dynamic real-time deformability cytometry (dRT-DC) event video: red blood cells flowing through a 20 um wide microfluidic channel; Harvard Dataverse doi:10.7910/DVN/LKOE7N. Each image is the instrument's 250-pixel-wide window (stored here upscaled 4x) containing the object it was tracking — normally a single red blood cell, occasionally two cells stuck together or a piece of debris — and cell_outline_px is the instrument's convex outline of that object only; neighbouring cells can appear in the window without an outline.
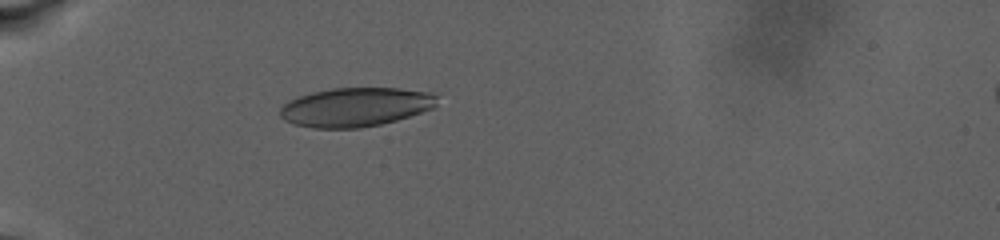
{"species": "human", "species_latin": "Homo sapiens", "temperature_condition": "warm", "stored_images_in_passage": 18, "camera_frame_rate_fps": 3000, "um_per_image_px": 0.085, "donor": {"sex": "male"}, "frame": {"image": 1, "passage_image": 1, "time_ms": 0.0, "image_size_px": [1000, 240], "cell_outline_px": [[436, 104], [432, 108], [396, 120], [380, 124], [360, 128], [312, 128], [292, 124], [284, 120], [280, 116], [280, 108], [288, 100], [312, 92], [332, 88], [400, 88], [428, 92], [436, 96]], "centroid_in_image_um": [30.16, 9.1], "position_along_channel_um": 54.8, "area_um2": 35.55}}
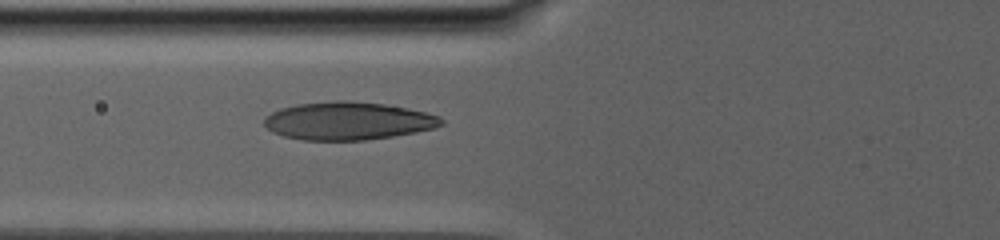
{"frame": {"image": 2, "passage_image": 16, "time_ms": 2.667, "image_size_px": [1000, 240], "cell_outline_px": [[444, 124], [432, 128], [392, 136], [364, 140], [300, 140], [284, 136], [272, 132], [264, 124], [264, 120], [272, 112], [280, 108], [296, 104], [336, 100], [344, 100], [384, 104], [424, 112], [440, 116], [444, 120]], "centroid_in_image_um": [29.54, 10.27], "position_along_channel_um": 96.3, "area_um2": 38.84}}